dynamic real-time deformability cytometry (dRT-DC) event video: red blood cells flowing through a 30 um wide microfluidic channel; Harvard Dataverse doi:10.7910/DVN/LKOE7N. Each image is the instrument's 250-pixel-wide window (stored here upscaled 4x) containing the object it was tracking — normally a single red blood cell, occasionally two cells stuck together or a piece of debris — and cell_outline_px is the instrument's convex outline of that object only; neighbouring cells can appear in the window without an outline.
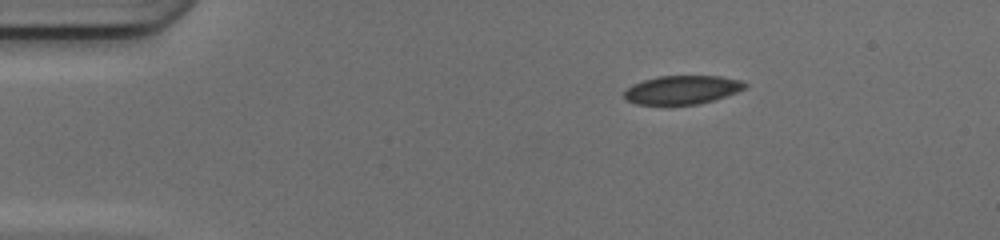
{"species": "common noctule bat (a hibernating species)", "species_latin": "Nyctalus noctula", "temperature_condition": "cold", "stored_images_in_passage": 42, "camera_frame_rate_fps": 3000, "um_per_image_px": 0.085, "animal": {"sex": "female", "body_mass_g": 17.0, "forearm_length_mm": 48.0}, "frame": {"image": 1, "passage_image": 1, "time_ms": 0.0, "image_size_px": [1000, 240], "cell_outline_px": [[748, 84], [744, 88], [736, 92], [712, 100], [696, 104], [636, 104], [624, 100], [624, 92], [632, 84], [656, 76], [720, 76], [744, 80]], "centroid_in_image_um": [57.97, 7.62], "position_along_channel_um": 27.0, "area_um2": 20.06}}
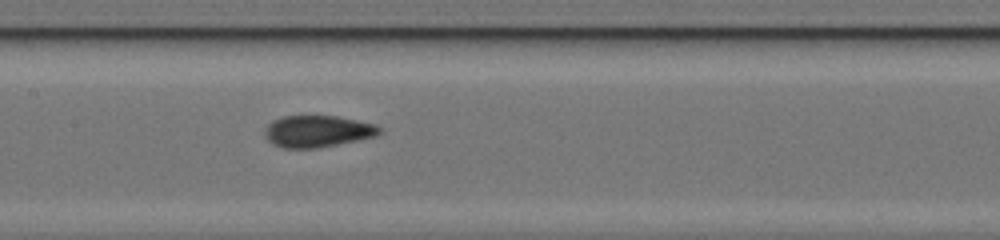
{"frame": {"image": 2, "passage_image": 17, "time_ms": 5.333, "image_size_px": [1000, 240], "cell_outline_px": [[380, 132], [376, 136], [316, 148], [284, 148], [268, 140], [264, 132], [268, 124], [272, 120], [284, 116], [336, 116], [376, 124], [380, 128]], "centroid_in_image_um": [26.98, 11.15], "position_along_channel_um": 180.4, "area_um2": 20.87}}
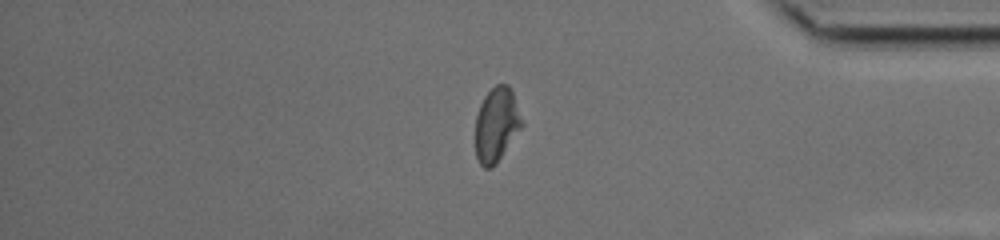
{"frame": {"image": 3, "passage_image": 34, "time_ms": 11.0, "image_size_px": [1000, 240], "cell_outline_px": [[524, 124], [496, 164], [492, 168], [484, 168], [480, 164], [476, 156], [476, 116], [480, 104], [484, 96], [496, 84], [508, 84], [512, 92]], "centroid_in_image_um": [42.2, 10.6], "position_along_channel_um": 393.0, "area_um2": 20.0}, "authors_computed_cell_mechanics": {"area_um2": 20.7791, "velocity_mm_per_s": 4.1897, "shape_relaxation_time_tau1_ms": null, "shape_relaxation_time_tau2_ms": 1.6943, "deformation_change_tau1": null, "deformation_change_tau2": 0.0703}}